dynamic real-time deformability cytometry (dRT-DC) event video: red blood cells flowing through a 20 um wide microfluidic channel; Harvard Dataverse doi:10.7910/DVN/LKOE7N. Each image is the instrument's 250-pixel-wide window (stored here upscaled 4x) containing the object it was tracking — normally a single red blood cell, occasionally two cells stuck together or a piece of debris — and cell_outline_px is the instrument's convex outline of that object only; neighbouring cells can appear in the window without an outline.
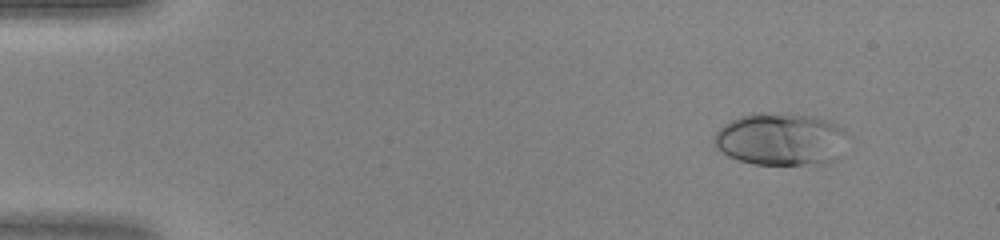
{"species": "human", "species_latin": "Homo sapiens", "temperature_condition": "warm", "stored_images_in_passage": 44, "camera_frame_rate_fps": 3000, "um_per_image_px": 0.085, "donor": {"sex": "female"}, "frame": {"image": 1, "passage_image": 2, "time_ms": 0.333, "image_size_px": [1000, 240], "cell_outline_px": [[844, 132], [836, 160], [828, 164], [752, 164], [728, 156], [716, 148], [712, 144], [712, 140], [716, 132], [724, 124], [740, 116], [752, 112], [760, 112], [816, 116], [828, 120], [844, 128]], "centroid_in_image_um": [66.29, 11.82], "position_along_channel_um": 18.7, "area_um2": 40.75}}
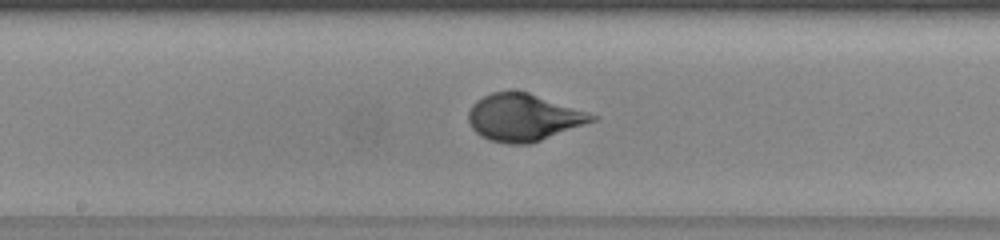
{"frame": {"image": 2, "passage_image": 22, "time_ms": 7.0, "image_size_px": [1000, 240], "cell_outline_px": [[600, 120], [528, 144], [508, 144], [488, 140], [480, 136], [472, 128], [468, 120], [468, 112], [472, 104], [476, 100], [492, 92], [528, 92], [600, 116]], "centroid_in_image_um": [44.52, 10.0], "position_along_channel_um": 203.7, "area_um2": 33.99}}
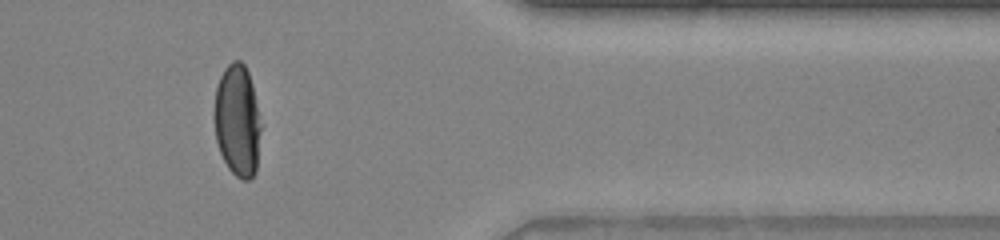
{"frame": {"image": 3, "passage_image": 36, "time_ms": 11.667, "image_size_px": [1000, 240], "cell_outline_px": [[260, 132], [256, 172], [248, 180], [240, 180], [228, 168], [220, 152], [216, 140], [212, 116], [216, 88], [220, 76], [224, 68], [232, 60], [240, 60], [244, 64], [248, 72], [252, 84], [260, 124]], "centroid_in_image_um": [20.14, 10.25], "position_along_channel_um": 391.3, "area_um2": 30.63}}